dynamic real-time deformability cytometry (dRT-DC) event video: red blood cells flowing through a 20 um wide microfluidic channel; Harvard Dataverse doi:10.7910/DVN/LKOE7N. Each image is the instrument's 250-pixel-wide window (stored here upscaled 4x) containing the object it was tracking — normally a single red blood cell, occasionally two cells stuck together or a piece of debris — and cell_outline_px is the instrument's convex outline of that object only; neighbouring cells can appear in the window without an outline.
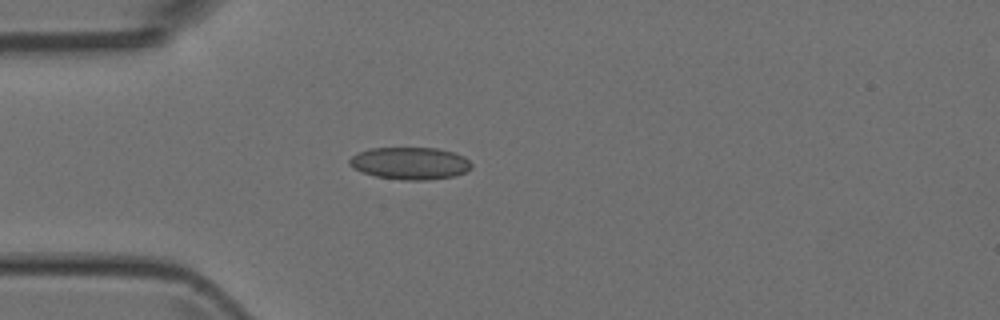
{"species": "Egyptian fruit bat (a non-hibernating species)", "species_latin": "Rousettus aegyptiacus", "temperature_condition": "room temperature", "stored_images_in_passage": 1, "camera_frame_rate_fps": 3000, "um_per_image_px": 0.085, "animal": {"sex": "female"}, "frame": {"image": 1, "passage_image": 1, "time_ms": 0.0, "image_size_px": [1000, 320], "cell_outline_px": [[472, 168], [464, 172], [452, 176], [424, 180], [404, 180], [376, 176], [352, 168], [348, 164], [348, 160], [352, 156], [360, 152], [372, 148], [436, 148], [456, 152], [464, 156], [472, 164]], "centroid_in_image_um": [34.86, 13.87], "position_along_channel_um": 50.1, "area_um2": 22.83}}